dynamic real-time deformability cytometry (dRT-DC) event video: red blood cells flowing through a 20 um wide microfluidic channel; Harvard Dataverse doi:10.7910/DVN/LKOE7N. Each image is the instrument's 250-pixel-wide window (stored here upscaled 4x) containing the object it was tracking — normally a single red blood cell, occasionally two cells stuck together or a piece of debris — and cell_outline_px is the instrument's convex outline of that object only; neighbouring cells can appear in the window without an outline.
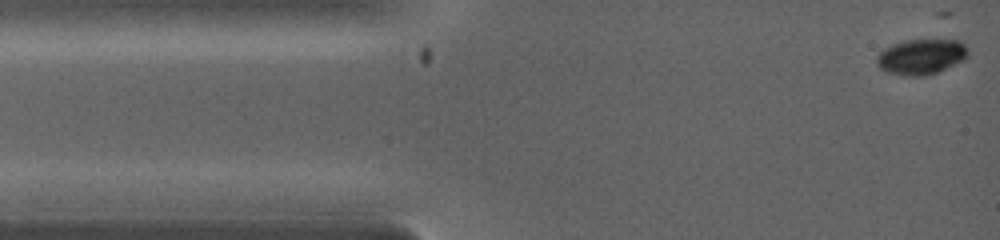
{"species": "common noctule bat (a hibernating species)", "species_latin": "Nyctalus noctula", "temperature_condition": "warm", "stored_images_in_passage": 12, "camera_frame_rate_fps": 5000, "um_per_image_px": 0.085, "animal": {"sex": "female", "body_mass_g": 19.0, "forearm_length_mm": 53.3}, "frame": {"image": 1, "passage_image": 1, "time_ms": 0.0, "image_size_px": [1000, 240], "cell_outline_px": [[968, 52], [960, 60], [936, 72], [888, 72], [880, 68], [876, 60], [880, 52], [884, 48], [892, 44], [904, 40], [960, 40], [964, 44]], "centroid_in_image_um": [78.27, 4.73], "position_along_channel_um": 6.7, "area_um2": 17.4}}
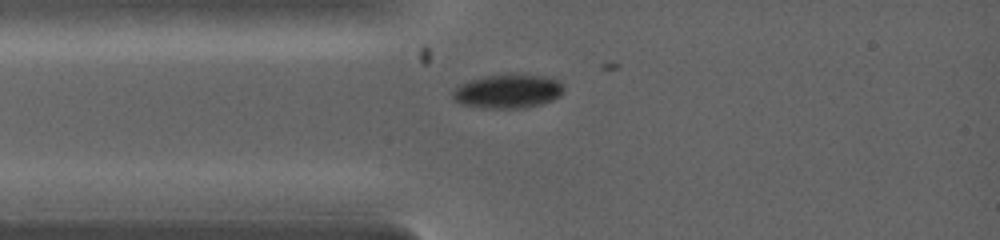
{"frame": {"image": 2, "passage_image": 10, "time_ms": 1.8, "image_size_px": [1000, 240], "cell_outline_px": [[564, 88], [560, 96], [552, 100], [528, 108], [488, 108], [460, 104], [452, 96], [452, 92], [460, 84], [468, 80], [484, 76], [544, 76], [556, 80]], "centroid_in_image_um": [43.14, 7.79], "position_along_channel_um": 41.9, "area_um2": 21.39}}